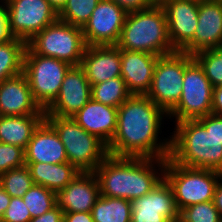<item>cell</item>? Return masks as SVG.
<instances>
[{"label":"cell","mask_w":222,"mask_h":222,"mask_svg":"<svg viewBox=\"0 0 222 222\" xmlns=\"http://www.w3.org/2000/svg\"><path fill=\"white\" fill-rule=\"evenodd\" d=\"M164 116L167 117V114L147 95H131L118 107L117 127L107 146L108 154L117 157L169 158L171 139L161 142L158 138Z\"/></svg>","instance_id":"1"},{"label":"cell","mask_w":222,"mask_h":222,"mask_svg":"<svg viewBox=\"0 0 222 222\" xmlns=\"http://www.w3.org/2000/svg\"><path fill=\"white\" fill-rule=\"evenodd\" d=\"M165 165L163 159L108 155L94 171L100 195L130 201L145 196L164 178Z\"/></svg>","instance_id":"2"},{"label":"cell","mask_w":222,"mask_h":222,"mask_svg":"<svg viewBox=\"0 0 222 222\" xmlns=\"http://www.w3.org/2000/svg\"><path fill=\"white\" fill-rule=\"evenodd\" d=\"M170 158L177 164L222 173V144L214 136V114L177 122Z\"/></svg>","instance_id":"3"},{"label":"cell","mask_w":222,"mask_h":222,"mask_svg":"<svg viewBox=\"0 0 222 222\" xmlns=\"http://www.w3.org/2000/svg\"><path fill=\"white\" fill-rule=\"evenodd\" d=\"M116 46L119 49L157 56L175 52L168 36L167 19L163 7L152 5L148 9L127 13Z\"/></svg>","instance_id":"4"},{"label":"cell","mask_w":222,"mask_h":222,"mask_svg":"<svg viewBox=\"0 0 222 222\" xmlns=\"http://www.w3.org/2000/svg\"><path fill=\"white\" fill-rule=\"evenodd\" d=\"M63 143L68 162L79 172H94L109 155L107 145L72 117L45 115Z\"/></svg>","instance_id":"5"},{"label":"cell","mask_w":222,"mask_h":222,"mask_svg":"<svg viewBox=\"0 0 222 222\" xmlns=\"http://www.w3.org/2000/svg\"><path fill=\"white\" fill-rule=\"evenodd\" d=\"M222 173L190 168L166 159L164 179L171 186L179 211L194 204L213 201V196Z\"/></svg>","instance_id":"6"},{"label":"cell","mask_w":222,"mask_h":222,"mask_svg":"<svg viewBox=\"0 0 222 222\" xmlns=\"http://www.w3.org/2000/svg\"><path fill=\"white\" fill-rule=\"evenodd\" d=\"M35 53L62 60L71 66L81 63L87 47L82 28L57 19L27 42Z\"/></svg>","instance_id":"7"},{"label":"cell","mask_w":222,"mask_h":222,"mask_svg":"<svg viewBox=\"0 0 222 222\" xmlns=\"http://www.w3.org/2000/svg\"><path fill=\"white\" fill-rule=\"evenodd\" d=\"M70 67L71 65L65 61L35 54L27 46L23 73L28 79L35 101L43 110H46L57 98Z\"/></svg>","instance_id":"8"},{"label":"cell","mask_w":222,"mask_h":222,"mask_svg":"<svg viewBox=\"0 0 222 222\" xmlns=\"http://www.w3.org/2000/svg\"><path fill=\"white\" fill-rule=\"evenodd\" d=\"M193 60V55L182 51L158 57L146 95L167 115L181 98L184 70Z\"/></svg>","instance_id":"9"},{"label":"cell","mask_w":222,"mask_h":222,"mask_svg":"<svg viewBox=\"0 0 222 222\" xmlns=\"http://www.w3.org/2000/svg\"><path fill=\"white\" fill-rule=\"evenodd\" d=\"M213 86L203 68L194 59L184 70L181 98L167 115L180 122L198 119L212 113Z\"/></svg>","instance_id":"10"},{"label":"cell","mask_w":222,"mask_h":222,"mask_svg":"<svg viewBox=\"0 0 222 222\" xmlns=\"http://www.w3.org/2000/svg\"><path fill=\"white\" fill-rule=\"evenodd\" d=\"M8 25L13 37L26 42L58 19V12L47 0H4Z\"/></svg>","instance_id":"11"},{"label":"cell","mask_w":222,"mask_h":222,"mask_svg":"<svg viewBox=\"0 0 222 222\" xmlns=\"http://www.w3.org/2000/svg\"><path fill=\"white\" fill-rule=\"evenodd\" d=\"M127 13L111 0H100L82 28L87 46L117 45Z\"/></svg>","instance_id":"12"},{"label":"cell","mask_w":222,"mask_h":222,"mask_svg":"<svg viewBox=\"0 0 222 222\" xmlns=\"http://www.w3.org/2000/svg\"><path fill=\"white\" fill-rule=\"evenodd\" d=\"M133 222H173L179 220L171 186L163 178L145 196L130 201Z\"/></svg>","instance_id":"13"},{"label":"cell","mask_w":222,"mask_h":222,"mask_svg":"<svg viewBox=\"0 0 222 222\" xmlns=\"http://www.w3.org/2000/svg\"><path fill=\"white\" fill-rule=\"evenodd\" d=\"M91 99V85L83 68L71 66L65 74L60 92L45 110V115L72 117Z\"/></svg>","instance_id":"14"},{"label":"cell","mask_w":222,"mask_h":222,"mask_svg":"<svg viewBox=\"0 0 222 222\" xmlns=\"http://www.w3.org/2000/svg\"><path fill=\"white\" fill-rule=\"evenodd\" d=\"M199 2L168 0L162 7L165 11L168 36L176 51H183L193 40L198 23Z\"/></svg>","instance_id":"15"},{"label":"cell","mask_w":222,"mask_h":222,"mask_svg":"<svg viewBox=\"0 0 222 222\" xmlns=\"http://www.w3.org/2000/svg\"><path fill=\"white\" fill-rule=\"evenodd\" d=\"M45 115L22 72L0 83V116Z\"/></svg>","instance_id":"16"},{"label":"cell","mask_w":222,"mask_h":222,"mask_svg":"<svg viewBox=\"0 0 222 222\" xmlns=\"http://www.w3.org/2000/svg\"><path fill=\"white\" fill-rule=\"evenodd\" d=\"M56 205L64 212H91L100 197V186L94 172H80L66 187L56 193Z\"/></svg>","instance_id":"17"},{"label":"cell","mask_w":222,"mask_h":222,"mask_svg":"<svg viewBox=\"0 0 222 222\" xmlns=\"http://www.w3.org/2000/svg\"><path fill=\"white\" fill-rule=\"evenodd\" d=\"M194 40L182 51L191 55L222 47V3L204 0L198 4V23Z\"/></svg>","instance_id":"18"},{"label":"cell","mask_w":222,"mask_h":222,"mask_svg":"<svg viewBox=\"0 0 222 222\" xmlns=\"http://www.w3.org/2000/svg\"><path fill=\"white\" fill-rule=\"evenodd\" d=\"M157 55L121 49V77L132 95H146L151 88Z\"/></svg>","instance_id":"19"},{"label":"cell","mask_w":222,"mask_h":222,"mask_svg":"<svg viewBox=\"0 0 222 222\" xmlns=\"http://www.w3.org/2000/svg\"><path fill=\"white\" fill-rule=\"evenodd\" d=\"M80 66L90 85L121 76V49L116 45L87 46Z\"/></svg>","instance_id":"20"},{"label":"cell","mask_w":222,"mask_h":222,"mask_svg":"<svg viewBox=\"0 0 222 222\" xmlns=\"http://www.w3.org/2000/svg\"><path fill=\"white\" fill-rule=\"evenodd\" d=\"M25 162L62 164L68 162L65 147L55 129L44 119L24 150Z\"/></svg>","instance_id":"21"},{"label":"cell","mask_w":222,"mask_h":222,"mask_svg":"<svg viewBox=\"0 0 222 222\" xmlns=\"http://www.w3.org/2000/svg\"><path fill=\"white\" fill-rule=\"evenodd\" d=\"M117 114L118 108L90 99L72 119L108 146L116 131Z\"/></svg>","instance_id":"22"},{"label":"cell","mask_w":222,"mask_h":222,"mask_svg":"<svg viewBox=\"0 0 222 222\" xmlns=\"http://www.w3.org/2000/svg\"><path fill=\"white\" fill-rule=\"evenodd\" d=\"M29 168L33 183L44 186L55 193L66 187L80 172L69 162L51 164L25 162Z\"/></svg>","instance_id":"23"},{"label":"cell","mask_w":222,"mask_h":222,"mask_svg":"<svg viewBox=\"0 0 222 222\" xmlns=\"http://www.w3.org/2000/svg\"><path fill=\"white\" fill-rule=\"evenodd\" d=\"M45 115L0 116V142L25 150Z\"/></svg>","instance_id":"24"},{"label":"cell","mask_w":222,"mask_h":222,"mask_svg":"<svg viewBox=\"0 0 222 222\" xmlns=\"http://www.w3.org/2000/svg\"><path fill=\"white\" fill-rule=\"evenodd\" d=\"M131 212L130 200L102 195L91 210L94 222H130Z\"/></svg>","instance_id":"25"},{"label":"cell","mask_w":222,"mask_h":222,"mask_svg":"<svg viewBox=\"0 0 222 222\" xmlns=\"http://www.w3.org/2000/svg\"><path fill=\"white\" fill-rule=\"evenodd\" d=\"M27 42L13 37L0 43V83L23 72Z\"/></svg>","instance_id":"26"},{"label":"cell","mask_w":222,"mask_h":222,"mask_svg":"<svg viewBox=\"0 0 222 222\" xmlns=\"http://www.w3.org/2000/svg\"><path fill=\"white\" fill-rule=\"evenodd\" d=\"M131 95L121 76L91 86V99L111 107L118 108Z\"/></svg>","instance_id":"27"},{"label":"cell","mask_w":222,"mask_h":222,"mask_svg":"<svg viewBox=\"0 0 222 222\" xmlns=\"http://www.w3.org/2000/svg\"><path fill=\"white\" fill-rule=\"evenodd\" d=\"M100 0H67L58 12V19L83 28Z\"/></svg>","instance_id":"28"},{"label":"cell","mask_w":222,"mask_h":222,"mask_svg":"<svg viewBox=\"0 0 222 222\" xmlns=\"http://www.w3.org/2000/svg\"><path fill=\"white\" fill-rule=\"evenodd\" d=\"M31 217L41 216L56 206V194L41 185L33 184L22 197Z\"/></svg>","instance_id":"29"},{"label":"cell","mask_w":222,"mask_h":222,"mask_svg":"<svg viewBox=\"0 0 222 222\" xmlns=\"http://www.w3.org/2000/svg\"><path fill=\"white\" fill-rule=\"evenodd\" d=\"M33 184L26 165L0 174V185L11 197H23Z\"/></svg>","instance_id":"30"},{"label":"cell","mask_w":222,"mask_h":222,"mask_svg":"<svg viewBox=\"0 0 222 222\" xmlns=\"http://www.w3.org/2000/svg\"><path fill=\"white\" fill-rule=\"evenodd\" d=\"M213 88L222 86V47L201 50L193 55Z\"/></svg>","instance_id":"31"},{"label":"cell","mask_w":222,"mask_h":222,"mask_svg":"<svg viewBox=\"0 0 222 222\" xmlns=\"http://www.w3.org/2000/svg\"><path fill=\"white\" fill-rule=\"evenodd\" d=\"M182 222H220L221 216L213 201L198 203L180 211Z\"/></svg>","instance_id":"32"},{"label":"cell","mask_w":222,"mask_h":222,"mask_svg":"<svg viewBox=\"0 0 222 222\" xmlns=\"http://www.w3.org/2000/svg\"><path fill=\"white\" fill-rule=\"evenodd\" d=\"M25 165L24 149L0 142V174Z\"/></svg>","instance_id":"33"},{"label":"cell","mask_w":222,"mask_h":222,"mask_svg":"<svg viewBox=\"0 0 222 222\" xmlns=\"http://www.w3.org/2000/svg\"><path fill=\"white\" fill-rule=\"evenodd\" d=\"M31 219V213L22 197H11L9 206L0 222H30Z\"/></svg>","instance_id":"34"},{"label":"cell","mask_w":222,"mask_h":222,"mask_svg":"<svg viewBox=\"0 0 222 222\" xmlns=\"http://www.w3.org/2000/svg\"><path fill=\"white\" fill-rule=\"evenodd\" d=\"M111 1L115 2L126 13L148 9L152 6L148 0H111Z\"/></svg>","instance_id":"35"},{"label":"cell","mask_w":222,"mask_h":222,"mask_svg":"<svg viewBox=\"0 0 222 222\" xmlns=\"http://www.w3.org/2000/svg\"><path fill=\"white\" fill-rule=\"evenodd\" d=\"M1 2V1H0ZM13 38L8 25V13L5 3L0 4V43H4Z\"/></svg>","instance_id":"36"},{"label":"cell","mask_w":222,"mask_h":222,"mask_svg":"<svg viewBox=\"0 0 222 222\" xmlns=\"http://www.w3.org/2000/svg\"><path fill=\"white\" fill-rule=\"evenodd\" d=\"M64 212L56 205L41 216L34 217L30 222H63Z\"/></svg>","instance_id":"37"},{"label":"cell","mask_w":222,"mask_h":222,"mask_svg":"<svg viewBox=\"0 0 222 222\" xmlns=\"http://www.w3.org/2000/svg\"><path fill=\"white\" fill-rule=\"evenodd\" d=\"M63 222H94L91 212H67L64 213Z\"/></svg>","instance_id":"38"},{"label":"cell","mask_w":222,"mask_h":222,"mask_svg":"<svg viewBox=\"0 0 222 222\" xmlns=\"http://www.w3.org/2000/svg\"><path fill=\"white\" fill-rule=\"evenodd\" d=\"M212 113L222 116V86L213 88Z\"/></svg>","instance_id":"39"},{"label":"cell","mask_w":222,"mask_h":222,"mask_svg":"<svg viewBox=\"0 0 222 222\" xmlns=\"http://www.w3.org/2000/svg\"><path fill=\"white\" fill-rule=\"evenodd\" d=\"M213 203L215 207L217 208V210L219 211V214L222 219V177L219 179L217 183L215 193L213 196Z\"/></svg>","instance_id":"40"},{"label":"cell","mask_w":222,"mask_h":222,"mask_svg":"<svg viewBox=\"0 0 222 222\" xmlns=\"http://www.w3.org/2000/svg\"><path fill=\"white\" fill-rule=\"evenodd\" d=\"M11 196L0 185V220L9 206Z\"/></svg>","instance_id":"41"},{"label":"cell","mask_w":222,"mask_h":222,"mask_svg":"<svg viewBox=\"0 0 222 222\" xmlns=\"http://www.w3.org/2000/svg\"><path fill=\"white\" fill-rule=\"evenodd\" d=\"M214 136L222 144V116L214 114Z\"/></svg>","instance_id":"42"},{"label":"cell","mask_w":222,"mask_h":222,"mask_svg":"<svg viewBox=\"0 0 222 222\" xmlns=\"http://www.w3.org/2000/svg\"><path fill=\"white\" fill-rule=\"evenodd\" d=\"M50 5L59 12L65 5L67 0H47Z\"/></svg>","instance_id":"43"},{"label":"cell","mask_w":222,"mask_h":222,"mask_svg":"<svg viewBox=\"0 0 222 222\" xmlns=\"http://www.w3.org/2000/svg\"><path fill=\"white\" fill-rule=\"evenodd\" d=\"M148 1L151 3V5L162 6L168 0H148Z\"/></svg>","instance_id":"44"},{"label":"cell","mask_w":222,"mask_h":222,"mask_svg":"<svg viewBox=\"0 0 222 222\" xmlns=\"http://www.w3.org/2000/svg\"><path fill=\"white\" fill-rule=\"evenodd\" d=\"M187 1L201 2V1H204V0H187Z\"/></svg>","instance_id":"45"},{"label":"cell","mask_w":222,"mask_h":222,"mask_svg":"<svg viewBox=\"0 0 222 222\" xmlns=\"http://www.w3.org/2000/svg\"><path fill=\"white\" fill-rule=\"evenodd\" d=\"M213 1H216V2H220V3H222V0H213Z\"/></svg>","instance_id":"46"}]
</instances>
